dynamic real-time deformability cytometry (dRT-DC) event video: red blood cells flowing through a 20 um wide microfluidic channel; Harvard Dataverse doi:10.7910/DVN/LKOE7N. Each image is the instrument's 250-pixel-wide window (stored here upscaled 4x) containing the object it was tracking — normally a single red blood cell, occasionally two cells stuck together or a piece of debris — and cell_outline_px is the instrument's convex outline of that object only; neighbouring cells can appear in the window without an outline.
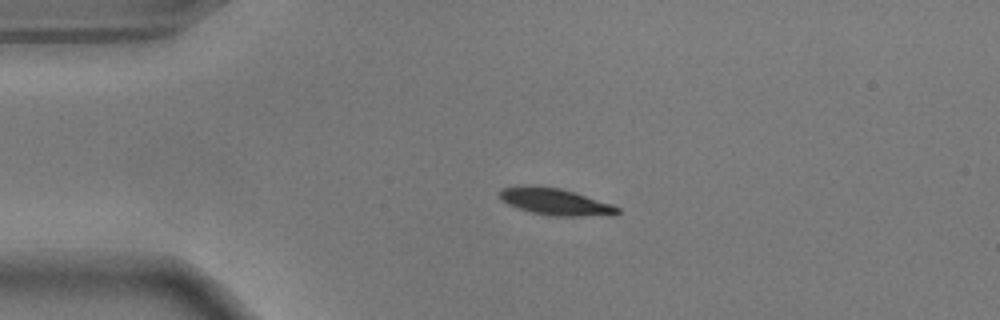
{"species": "common noctule bat (a hibernating species)", "species_latin": "Nyctalus noctula", "temperature_condition": "warm", "stored_images_in_passage": 44, "camera_frame_rate_fps": 3000, "um_per_image_px": 0.085, "animal": {"sex": "male", "body_mass_g": 17.9}, "frame": {"image": 1, "passage_image": 1, "time_ms": 0.0, "image_size_px": [1000, 320], "cell_outline_px": [[620, 212], [616, 216], [552, 216], [532, 212], [508, 204], [500, 196], [500, 188], [560, 188], [612, 204], [620, 208]], "centroid_in_image_um": [47.36, 17.21], "position_along_channel_um": 37.6, "area_um2": 17.57}}
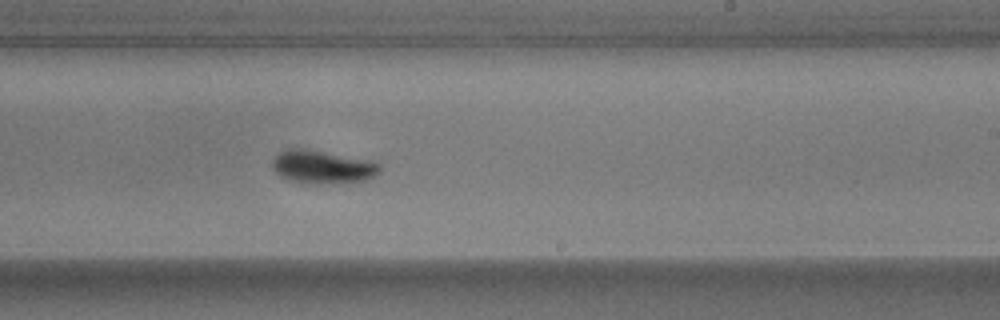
{"frame": {"image": 2, "passage_image": 22, "time_ms": 7.0, "image_size_px": [1000, 320], "cell_outline_px": [[380, 172], [364, 180], [348, 184], [308, 184], [288, 180], [280, 176], [272, 168], [272, 160], [284, 148], [308, 148], [368, 160], [380, 164]], "centroid_in_image_um": [27.38, 14.2], "position_along_channel_um": 261.6, "area_um2": 21.27}}
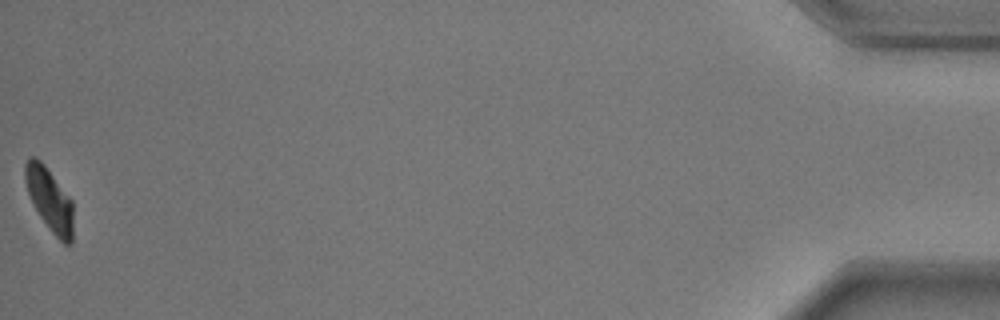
{"frame": {"image": 3, "passage_image": 44, "time_ms": 14.333, "image_size_px": [1000, 320], "cell_outline_px": [[72, 244], [64, 244], [52, 232], [40, 216], [28, 192], [24, 180], [24, 164], [32, 156], [36, 156], [44, 164], [72, 200]], "centroid_in_image_um": [4.2, 16.93], "position_along_channel_um": 431.0, "area_um2": 17.4}, "authors_computed_cell_mechanics": {"area_um2": 19.4497, "velocity_mm_per_s": 3.6431, "shape_relaxation_time_tau1_ms": 2.6196, "shape_relaxation_time_tau2_ms": null, "deformation_change_tau1": 0.159, "deformation_change_tau2": null}}